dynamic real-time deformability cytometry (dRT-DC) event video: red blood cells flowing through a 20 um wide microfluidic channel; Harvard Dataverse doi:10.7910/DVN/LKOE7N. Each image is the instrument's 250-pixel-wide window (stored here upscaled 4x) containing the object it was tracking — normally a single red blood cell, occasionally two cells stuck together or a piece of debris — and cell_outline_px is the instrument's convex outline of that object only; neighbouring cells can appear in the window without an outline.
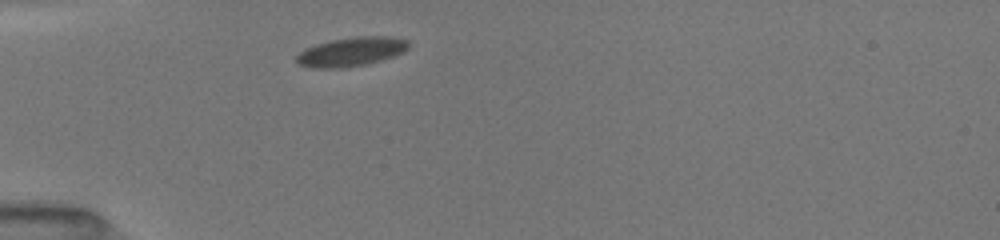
{"species": "common noctule bat (a hibernating species)", "species_latin": "Nyctalus noctula", "temperature_condition": "room temperature", "stored_images_in_passage": 28, "camera_frame_rate_fps": 3000, "um_per_image_px": 0.085, "animal": {"sex": "female", "body_mass_g": 19.5, "forearm_length_mm": 54.1}, "frame": {"image": 1, "passage_image": 1, "time_ms": 0.0, "image_size_px": [1000, 240], "cell_outline_px": [[408, 48], [404, 52], [368, 64], [344, 68], [312, 68], [296, 64], [296, 56], [300, 52], [316, 44], [328, 40], [356, 36], [388, 36], [408, 40]], "centroid_in_image_um": [29.84, 4.4], "position_along_channel_um": 55.2, "area_um2": 19.07}}
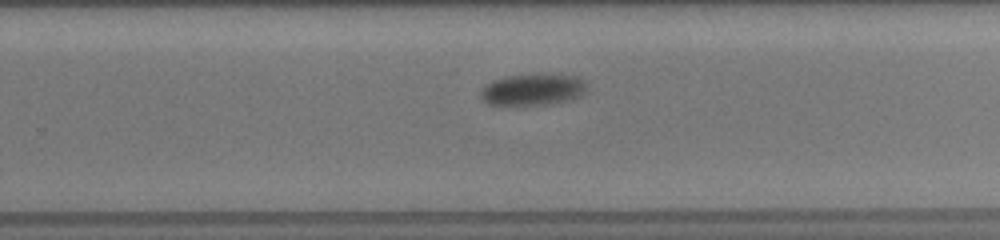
{"frame": {"image": 2, "passage_image": 14, "time_ms": 6.333, "image_size_px": [1000, 240], "cell_outline_px": [[588, 88], [580, 96], [548, 104], [488, 104], [480, 96], [480, 92], [492, 80], [508, 76], [576, 76]], "centroid_in_image_um": [45.25, 7.64], "position_along_channel_um": 284.6, "area_um2": 18.38}}
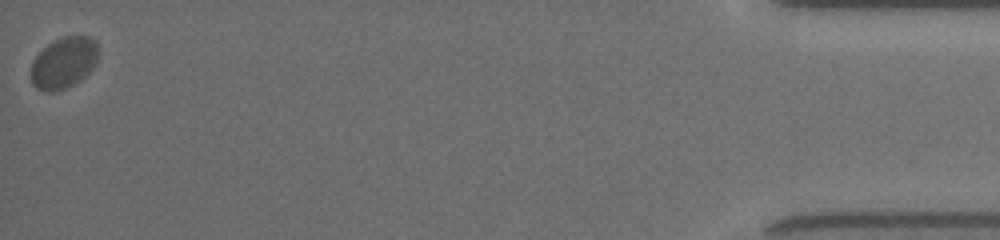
{"frame": {"image": 3, "passage_image": 28, "time_ms": 12.333, "image_size_px": [1000, 240], "cell_outline_px": [[100, 52], [92, 68], [80, 80], [56, 92], [44, 92], [36, 88], [32, 84], [32, 60], [48, 44], [64, 36], [88, 36], [96, 40]], "centroid_in_image_um": [5.43, 5.33], "position_along_channel_um": 429.8, "area_um2": 20.06}, "authors_computed_cell_mechanics": {"area_um2": 19.8832, "velocity_mm_per_s": 3.8455, "shape_relaxation_time_tau1_ms": 0.9389, "shape_relaxation_time_tau2_ms": null, "deformation_change_tau1": 0.0845, "deformation_change_tau2": null}}